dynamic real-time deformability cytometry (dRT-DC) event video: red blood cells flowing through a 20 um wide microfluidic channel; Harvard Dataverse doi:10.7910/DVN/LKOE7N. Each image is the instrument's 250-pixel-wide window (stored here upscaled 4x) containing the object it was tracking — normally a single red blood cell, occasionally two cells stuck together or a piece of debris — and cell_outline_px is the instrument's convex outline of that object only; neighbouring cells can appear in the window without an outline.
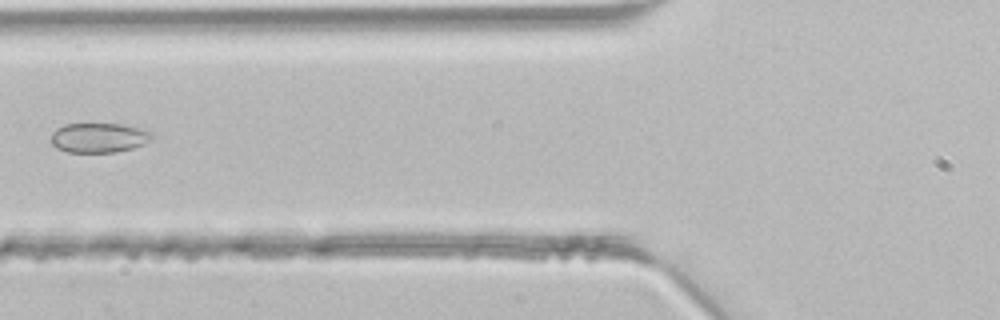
{"species": "common noctule bat (a hibernating species)", "species_latin": "Nyctalus noctula", "temperature_condition": "room temperature", "stored_images_in_passage": 2, "camera_frame_rate_fps": 3000, "um_per_image_px": 0.085, "animal": {"sex": "male", "body_mass_g": 21.5, "forearm_length_mm": 52.0}, "frame": {"image": 1, "passage_image": 2, "time_ms": 0.333, "image_size_px": [1000, 320], "cell_outline_px": [[152, 136], [144, 144], [132, 148], [116, 152], [68, 152], [56, 148], [48, 140], [52, 132], [56, 128], [64, 124], [120, 124], [152, 132]], "centroid_in_image_um": [8.31, 11.71], "position_along_channel_um": 117.5, "area_um2": 17.4}}